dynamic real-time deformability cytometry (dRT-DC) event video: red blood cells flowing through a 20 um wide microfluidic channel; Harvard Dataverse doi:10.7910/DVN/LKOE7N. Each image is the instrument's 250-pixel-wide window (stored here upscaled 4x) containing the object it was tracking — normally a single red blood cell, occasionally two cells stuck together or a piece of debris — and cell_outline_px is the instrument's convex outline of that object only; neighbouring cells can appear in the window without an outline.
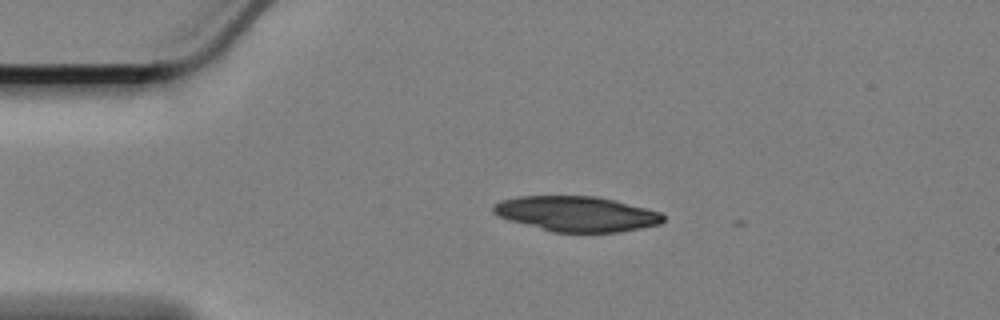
{"species": "Egyptian fruit bat (a non-hibernating species)", "species_latin": "Rousettus aegyptiacus", "temperature_condition": "cold", "stored_images_in_passage": 8, "camera_frame_rate_fps": 3000, "um_per_image_px": 0.085, "animal": {"sex": "female"}, "frame": {"image": 1, "passage_image": 1, "time_ms": 0.0, "image_size_px": [1000, 320], "cell_outline_px": [[664, 220], [660, 224], [620, 232], [552, 232], [508, 220], [492, 212], [492, 204], [500, 200], [516, 196], [596, 196], [616, 200], [660, 212], [664, 216]], "centroid_in_image_um": [48.97, 18.17], "position_along_channel_um": 36.0, "area_um2": 34.97}}